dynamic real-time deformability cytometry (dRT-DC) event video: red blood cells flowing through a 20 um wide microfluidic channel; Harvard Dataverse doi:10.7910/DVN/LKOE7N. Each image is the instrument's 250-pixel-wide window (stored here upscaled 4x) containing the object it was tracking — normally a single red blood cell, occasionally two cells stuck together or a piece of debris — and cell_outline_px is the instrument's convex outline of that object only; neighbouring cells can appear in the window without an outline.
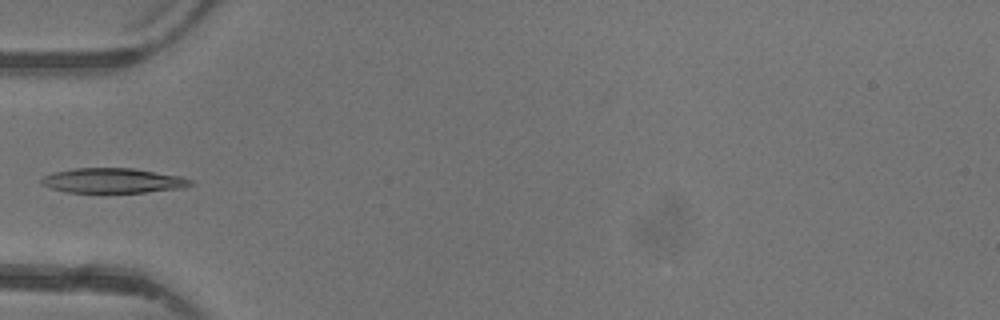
{"species": "common noctule bat (a hibernating species)", "species_latin": "Nyctalus noctula", "temperature_condition": "warm", "stored_images_in_passage": 3, "camera_frame_rate_fps": 3000, "um_per_image_px": 0.085, "animal": {"sex": "female"}, "frame": {"image": 1, "passage_image": 3, "time_ms": 2.333, "image_size_px": [1000, 320], "cell_outline_px": [[196, 184], [184, 188], [144, 192], [68, 192], [52, 188], [44, 184], [40, 180], [44, 176], [52, 172], [76, 168], [132, 168], [184, 176], [192, 180]], "centroid_in_image_um": [9.69, 15.34], "position_along_channel_um": 75.3, "area_um2": 21.62}}